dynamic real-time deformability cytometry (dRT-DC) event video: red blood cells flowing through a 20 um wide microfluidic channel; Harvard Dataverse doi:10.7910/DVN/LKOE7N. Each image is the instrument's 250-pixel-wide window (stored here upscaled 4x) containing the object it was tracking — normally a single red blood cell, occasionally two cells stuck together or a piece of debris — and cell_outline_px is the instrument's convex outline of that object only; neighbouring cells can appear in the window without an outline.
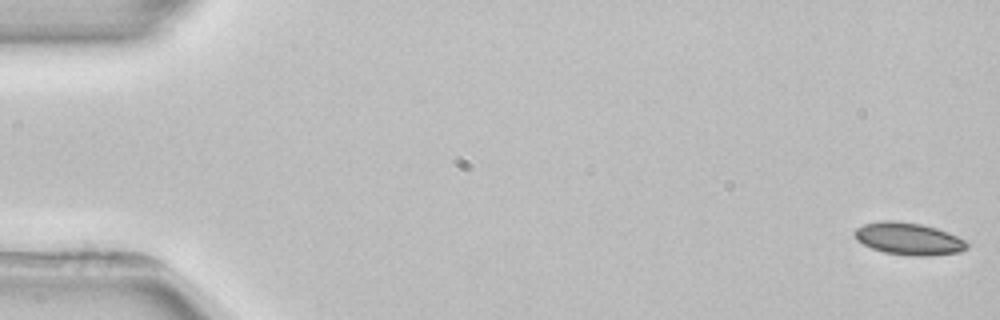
{"species": "common noctule bat (a hibernating species)", "species_latin": "Nyctalus noctula", "temperature_condition": "room temperature", "stored_images_in_passage": 4, "camera_frame_rate_fps": 3000, "um_per_image_px": 0.085, "animal": {"sex": "female", "body_mass_g": 22.7, "forearm_length_mm": 54.2}, "frame": {"image": 1, "passage_image": 1, "time_ms": 0.0, "image_size_px": [1000, 320], "cell_outline_px": [[968, 248], [960, 252], [928, 256], [912, 256], [884, 252], [872, 248], [856, 240], [852, 232], [856, 228], [864, 224], [880, 220], [896, 220], [920, 224], [936, 228], [948, 232], [964, 240], [968, 244]], "centroid_in_image_um": [77.2, 20.29], "position_along_channel_um": 7.8, "area_um2": 21.21}}
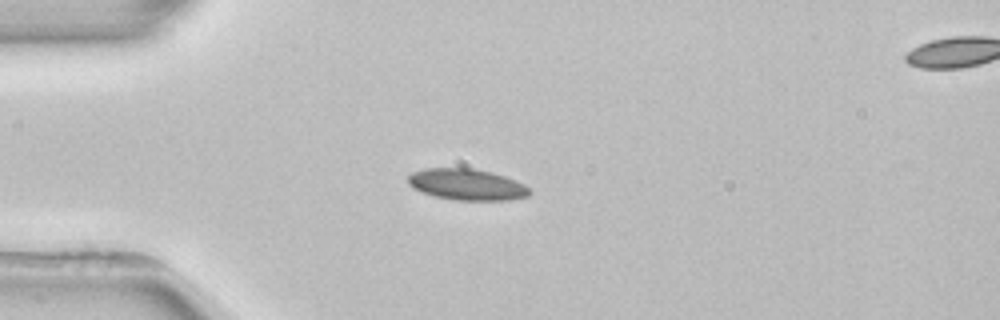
{"frame": {"image": 2, "passage_image": 3, "time_ms": 4.333, "image_size_px": [1000, 320], "cell_outline_px": [[532, 192], [528, 196], [508, 200], [456, 200], [432, 196], [412, 188], [408, 184], [408, 176], [412, 172], [424, 168], [472, 168], [492, 172], [516, 180], [524, 184]], "centroid_in_image_um": [39.66, 15.68], "position_along_channel_um": 45.3, "area_um2": 22.31}}